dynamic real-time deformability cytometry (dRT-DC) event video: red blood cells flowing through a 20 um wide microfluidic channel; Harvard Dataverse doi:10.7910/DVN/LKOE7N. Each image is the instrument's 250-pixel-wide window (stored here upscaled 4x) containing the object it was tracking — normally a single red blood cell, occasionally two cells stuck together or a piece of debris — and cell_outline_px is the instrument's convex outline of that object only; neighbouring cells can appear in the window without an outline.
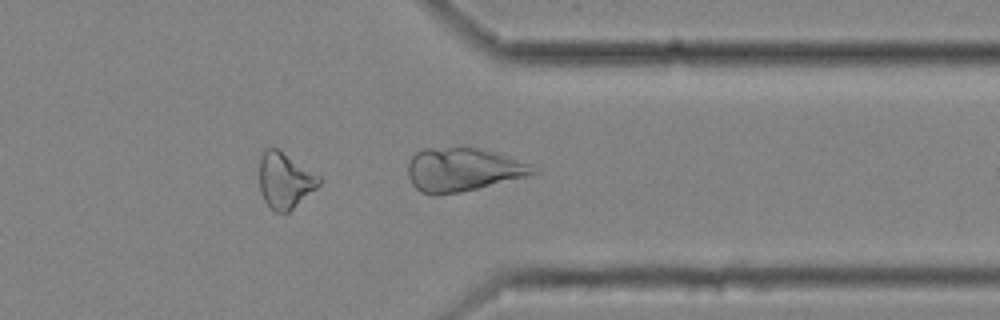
{"species": "common noctule bat (a hibernating species)", "species_latin": "Nyctalus noctula", "temperature_condition": "cold", "stored_images_in_passage": 46, "camera_frame_rate_fps": 3000, "um_per_image_px": 0.085, "animal": {"sex": "female", "body_mass_g": 25.1}, "frame": {"image": 1, "passage_image": 46, "time_ms": 15.0, "image_size_px": [1000, 320], "cell_outline_px": [[540, 172], [528, 176], [460, 192], [432, 196], [420, 192], [412, 184], [408, 176], [408, 164], [412, 156], [416, 152], [424, 148], [476, 148], [496, 152], [532, 164], [540, 168]], "centroid_in_image_um": [39.37, 14.43], "position_along_channel_um": 372.0, "area_um2": 31.91}, "authors_computed_cell_mechanics": {"area_um2": 19.7965, "velocity_mm_per_s": 3.5253, "shape_relaxation_time_tau1_ms": null, "shape_relaxation_time_tau2_ms": 9.0788, "deformation_change_tau1": null, "deformation_change_tau2": 0.2009}}